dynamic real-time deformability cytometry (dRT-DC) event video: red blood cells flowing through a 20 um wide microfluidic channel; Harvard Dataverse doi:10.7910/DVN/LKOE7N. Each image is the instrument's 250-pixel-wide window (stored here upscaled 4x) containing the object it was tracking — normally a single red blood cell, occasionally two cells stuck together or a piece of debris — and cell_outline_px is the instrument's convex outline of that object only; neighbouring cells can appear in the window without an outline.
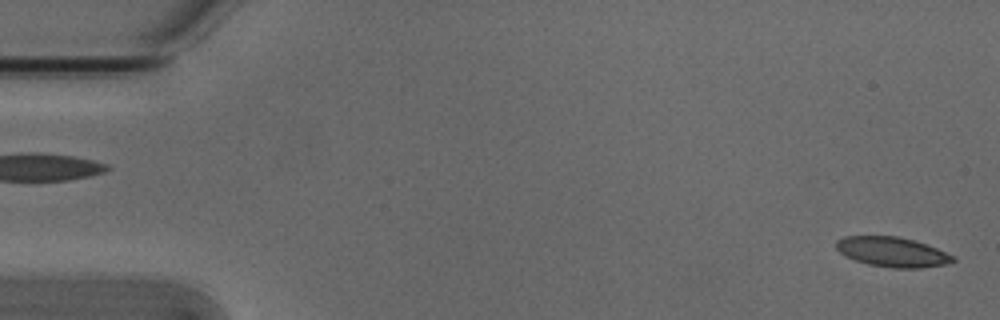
{"species": "Egyptian fruit bat (a non-hibernating species)", "species_latin": "Rousettus aegyptiacus", "temperature_condition": "cold", "stored_images_in_passage": 53, "camera_frame_rate_fps": 3000, "um_per_image_px": 0.085, "animal": {"sex": "male"}, "frame": {"image": 1, "passage_image": 1, "time_ms": 0.0, "image_size_px": [1000, 320], "cell_outline_px": [[956, 260], [944, 264], [920, 268], [892, 268], [868, 264], [844, 256], [836, 248], [836, 240], [844, 236], [900, 236], [936, 248], [956, 256]], "centroid_in_image_um": [75.83, 21.41], "position_along_channel_um": 9.2, "area_um2": 20.23}}
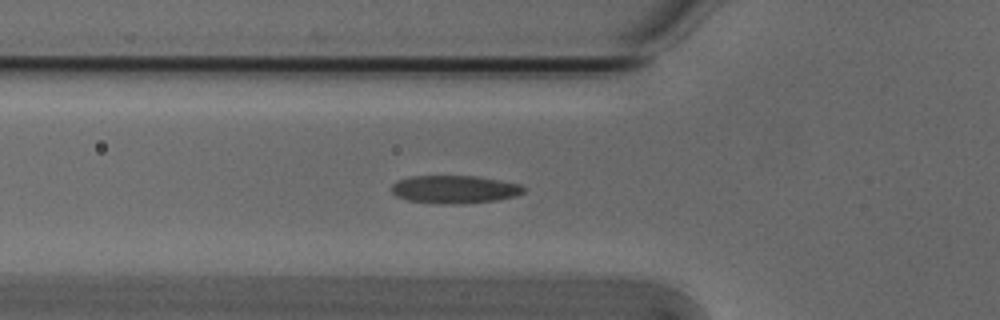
{"frame": {"image": 2, "passage_image": 18, "time_ms": 5.667, "image_size_px": [1000, 320], "cell_outline_px": [[528, 188], [524, 192], [516, 196], [496, 200], [464, 204], [436, 204], [408, 200], [396, 196], [392, 192], [392, 184], [400, 180], [412, 176], [476, 176], [520, 184]], "centroid_in_image_um": [38.67, 16.11], "position_along_channel_um": 87.1, "area_um2": 21.62}}
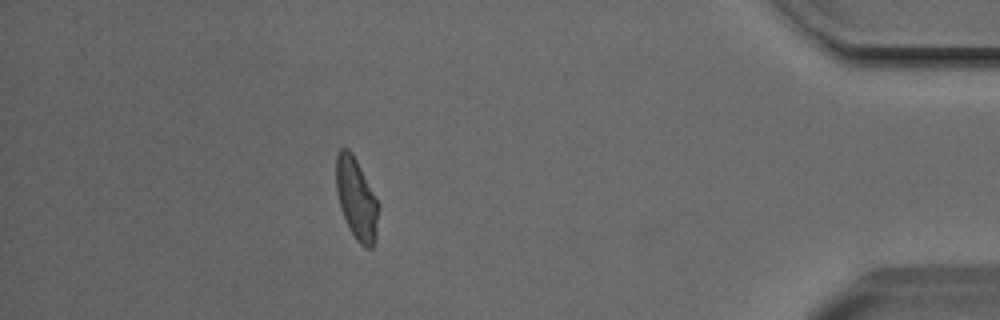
{"frame": {"image": 3, "passage_image": 47, "time_ms": 15.333, "image_size_px": [1000, 320], "cell_outline_px": [[380, 204], [376, 236], [372, 248], [364, 248], [356, 240], [348, 228], [340, 208], [336, 192], [336, 156], [340, 148], [348, 148], [352, 152]], "centroid_in_image_um": [30.3, 16.92], "position_along_channel_um": 404.9, "area_um2": 20.4}, "authors_computed_cell_mechanics": {"area_um2": 20.8658, "velocity_mm_per_s": 3.808, "shape_relaxation_time_tau1_ms": 4.9982, "shape_relaxation_time_tau2_ms": 1.3668, "deformation_change_tau1": 0.1436, "deformation_change_tau2": 0.073}}